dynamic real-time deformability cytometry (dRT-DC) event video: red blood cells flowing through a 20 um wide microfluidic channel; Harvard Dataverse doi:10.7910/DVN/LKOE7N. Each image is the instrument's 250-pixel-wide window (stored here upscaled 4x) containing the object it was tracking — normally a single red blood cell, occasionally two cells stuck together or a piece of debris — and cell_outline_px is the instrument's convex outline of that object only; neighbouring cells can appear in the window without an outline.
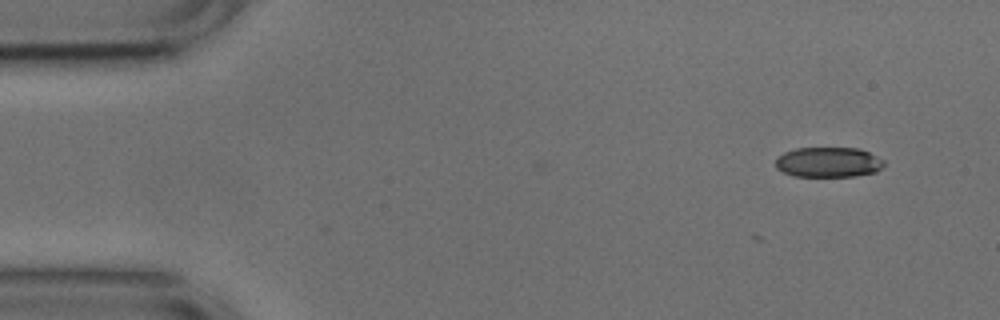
{"species": "common noctule bat (a hibernating species)", "species_latin": "Nyctalus noctula", "temperature_condition": "cold", "stored_images_in_passage": 4, "camera_frame_rate_fps": 3000, "um_per_image_px": 0.085, "animal": {"sex": "male", "body_mass_g": 17.9, "forearm_length_mm": 54.2}, "frame": {"image": 1, "passage_image": 1, "time_ms": 0.0, "image_size_px": [1000, 320], "cell_outline_px": [[884, 164], [876, 172], [852, 176], [796, 176], [784, 172], [776, 168], [776, 160], [784, 152], [796, 148], [860, 148], [884, 160]], "centroid_in_image_um": [70.42, 13.78], "position_along_channel_um": 14.6, "area_um2": 18.84}}